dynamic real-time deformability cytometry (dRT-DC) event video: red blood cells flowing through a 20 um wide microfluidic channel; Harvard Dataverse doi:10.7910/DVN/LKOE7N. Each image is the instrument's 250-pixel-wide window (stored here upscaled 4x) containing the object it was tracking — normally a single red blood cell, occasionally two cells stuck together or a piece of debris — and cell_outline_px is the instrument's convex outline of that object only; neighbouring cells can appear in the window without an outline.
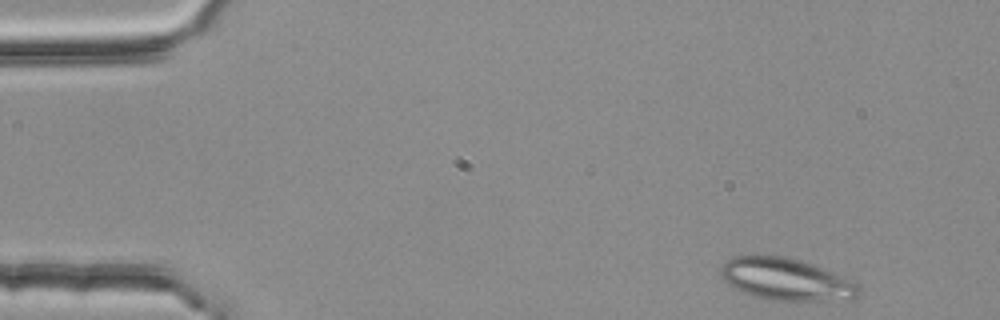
{"species": "common noctule bat (a hibernating species)", "species_latin": "Nyctalus noctula", "temperature_condition": "room temperature", "stored_images_in_passage": 4, "camera_frame_rate_fps": 3000, "um_per_image_px": 0.085, "animal": {"sex": "female", "body_mass_g": 25.1}, "frame": {"image": 1, "passage_image": 1, "time_ms": 0.0, "image_size_px": [1000, 320], "cell_outline_px": [[860, 296], [824, 300], [772, 300], [752, 296], [728, 284], [720, 276], [720, 268], [732, 256], [784, 256], [800, 260], [812, 264], [832, 272], [856, 284], [860, 288]], "centroid_in_image_um": [66.75, 23.73], "position_along_channel_um": 18.2, "area_um2": 33.12}}